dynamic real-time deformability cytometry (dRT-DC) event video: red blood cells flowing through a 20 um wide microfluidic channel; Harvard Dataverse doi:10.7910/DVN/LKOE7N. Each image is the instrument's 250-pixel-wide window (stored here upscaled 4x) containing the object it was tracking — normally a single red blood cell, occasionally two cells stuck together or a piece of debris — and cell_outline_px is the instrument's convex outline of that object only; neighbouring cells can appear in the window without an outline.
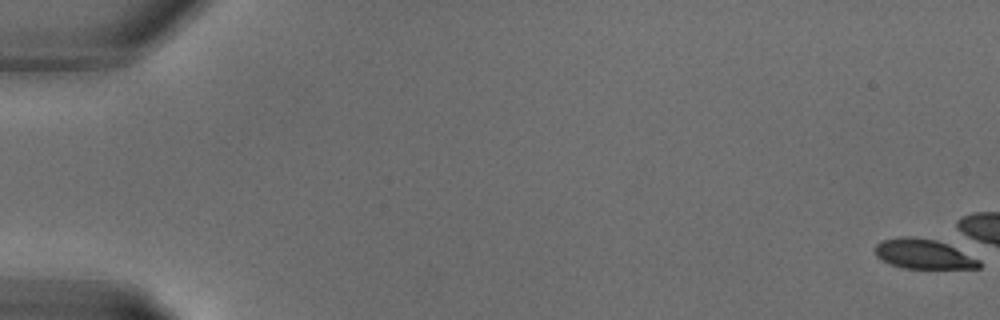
{"species": "common noctule bat (a hibernating species)", "species_latin": "Nyctalus noctula", "temperature_condition": "warm", "stored_images_in_passage": 5, "camera_frame_rate_fps": 3000, "um_per_image_px": 0.085, "animal": {"sex": "male", "body_mass_g": 18.8}, "frame": {"image": 1, "passage_image": 1, "time_ms": 0.0, "image_size_px": [1000, 320], "cell_outline_px": [[980, 268], [904, 268], [892, 264], [876, 256], [872, 248], [880, 240], [900, 236], [908, 236], [936, 240], [948, 244], [980, 260]], "centroid_in_image_um": [78.45, 21.57], "position_along_channel_um": 6.6, "area_um2": 18.03}}